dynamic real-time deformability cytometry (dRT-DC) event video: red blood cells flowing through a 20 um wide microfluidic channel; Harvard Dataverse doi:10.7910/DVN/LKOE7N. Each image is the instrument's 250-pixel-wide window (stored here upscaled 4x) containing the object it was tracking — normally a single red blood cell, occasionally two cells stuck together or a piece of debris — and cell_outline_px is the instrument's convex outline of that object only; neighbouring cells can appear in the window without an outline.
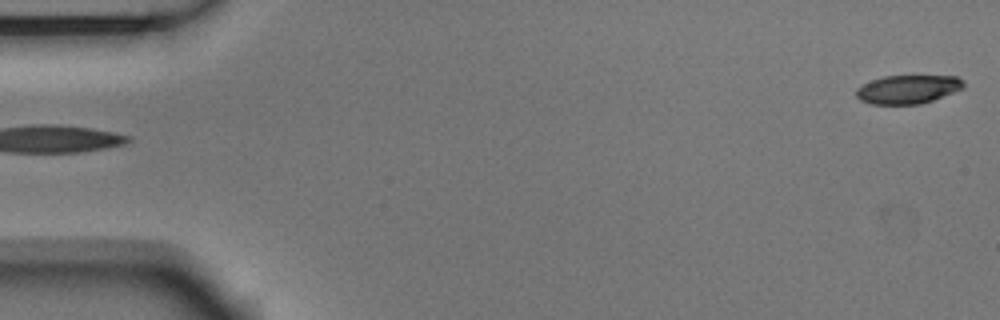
{"species": "Egyptian fruit bat (a non-hibernating species)", "species_latin": "Rousettus aegyptiacus", "temperature_condition": "room temperature", "stored_images_in_passage": 3, "segment_of_instrument_passage": [2, 2], "camera_frame_rate_fps": 3000, "um_per_image_px": 0.085, "animal": {"sex": "male"}, "frame": {"image": 1, "passage_image": 3, "time_ms": 0.667, "image_size_px": [1000, 320], "cell_outline_px": [[964, 88], [932, 100], [920, 104], [872, 104], [860, 100], [856, 96], [856, 88], [872, 80], [884, 76], [956, 76], [964, 80]], "centroid_in_image_um": [77.17, 7.59], "position_along_channel_um": 7.8, "area_um2": 17.8}}